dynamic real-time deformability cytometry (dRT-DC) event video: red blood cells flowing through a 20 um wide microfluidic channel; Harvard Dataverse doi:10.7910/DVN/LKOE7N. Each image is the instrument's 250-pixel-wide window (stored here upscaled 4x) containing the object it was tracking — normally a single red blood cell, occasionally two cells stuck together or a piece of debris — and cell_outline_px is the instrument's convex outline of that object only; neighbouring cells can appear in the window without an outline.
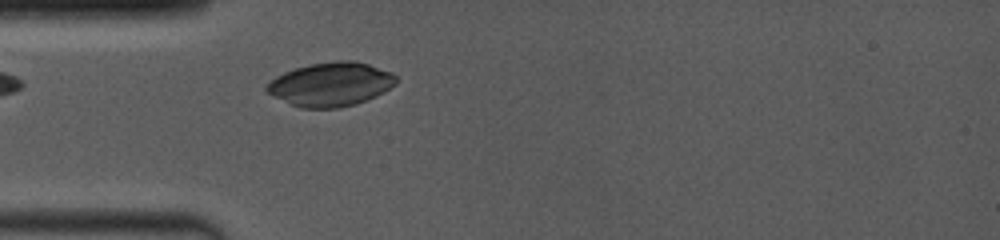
{"species": "common noctule bat (a hibernating species)", "species_latin": "Nyctalus noctula", "temperature_condition": "room temperature", "stored_images_in_passage": 7, "camera_frame_rate_fps": 4000, "um_per_image_px": 0.085, "animal": {"sex": "female", "body_mass_g": 19.0, "forearm_length_mm": 53.3}, "frame": {"image": 1, "passage_image": 1, "time_ms": 0.0, "image_size_px": [1000, 240], "cell_outline_px": [[396, 84], [384, 92], [376, 96], [356, 104], [340, 108], [300, 108], [272, 96], [264, 88], [264, 84], [276, 76], [284, 72], [296, 68], [312, 64], [340, 60], [352, 60], [368, 64], [392, 72], [396, 76]], "centroid_in_image_um": [28.1, 7.17], "position_along_channel_um": 56.9, "area_um2": 33.18}}